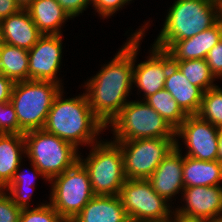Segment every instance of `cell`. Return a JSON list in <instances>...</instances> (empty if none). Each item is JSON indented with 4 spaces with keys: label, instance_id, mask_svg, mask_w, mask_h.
Here are the masks:
<instances>
[{
    "label": "cell",
    "instance_id": "obj_21",
    "mask_svg": "<svg viewBox=\"0 0 222 222\" xmlns=\"http://www.w3.org/2000/svg\"><path fill=\"white\" fill-rule=\"evenodd\" d=\"M222 181V163L183 157L184 187L218 186Z\"/></svg>",
    "mask_w": 222,
    "mask_h": 222
},
{
    "label": "cell",
    "instance_id": "obj_9",
    "mask_svg": "<svg viewBox=\"0 0 222 222\" xmlns=\"http://www.w3.org/2000/svg\"><path fill=\"white\" fill-rule=\"evenodd\" d=\"M118 196L130 222H168L172 219L168 201L154 191L147 179H127Z\"/></svg>",
    "mask_w": 222,
    "mask_h": 222
},
{
    "label": "cell",
    "instance_id": "obj_19",
    "mask_svg": "<svg viewBox=\"0 0 222 222\" xmlns=\"http://www.w3.org/2000/svg\"><path fill=\"white\" fill-rule=\"evenodd\" d=\"M164 89L187 115L198 114L204 92L192 85L174 64L169 68Z\"/></svg>",
    "mask_w": 222,
    "mask_h": 222
},
{
    "label": "cell",
    "instance_id": "obj_25",
    "mask_svg": "<svg viewBox=\"0 0 222 222\" xmlns=\"http://www.w3.org/2000/svg\"><path fill=\"white\" fill-rule=\"evenodd\" d=\"M173 64L192 85L199 87L203 92L216 87L213 84L215 76L211 73L205 59L173 61Z\"/></svg>",
    "mask_w": 222,
    "mask_h": 222
},
{
    "label": "cell",
    "instance_id": "obj_32",
    "mask_svg": "<svg viewBox=\"0 0 222 222\" xmlns=\"http://www.w3.org/2000/svg\"><path fill=\"white\" fill-rule=\"evenodd\" d=\"M131 0H92L95 10L103 18L113 15L118 9L123 7L126 3Z\"/></svg>",
    "mask_w": 222,
    "mask_h": 222
},
{
    "label": "cell",
    "instance_id": "obj_13",
    "mask_svg": "<svg viewBox=\"0 0 222 222\" xmlns=\"http://www.w3.org/2000/svg\"><path fill=\"white\" fill-rule=\"evenodd\" d=\"M183 192L186 205L175 212L208 221L222 215V187L220 185L184 187Z\"/></svg>",
    "mask_w": 222,
    "mask_h": 222
},
{
    "label": "cell",
    "instance_id": "obj_16",
    "mask_svg": "<svg viewBox=\"0 0 222 222\" xmlns=\"http://www.w3.org/2000/svg\"><path fill=\"white\" fill-rule=\"evenodd\" d=\"M222 38V19L211 28L184 40L175 41L166 52L172 61L205 59L211 48Z\"/></svg>",
    "mask_w": 222,
    "mask_h": 222
},
{
    "label": "cell",
    "instance_id": "obj_3",
    "mask_svg": "<svg viewBox=\"0 0 222 222\" xmlns=\"http://www.w3.org/2000/svg\"><path fill=\"white\" fill-rule=\"evenodd\" d=\"M220 19V0H176L152 46L166 51L175 41L191 38Z\"/></svg>",
    "mask_w": 222,
    "mask_h": 222
},
{
    "label": "cell",
    "instance_id": "obj_4",
    "mask_svg": "<svg viewBox=\"0 0 222 222\" xmlns=\"http://www.w3.org/2000/svg\"><path fill=\"white\" fill-rule=\"evenodd\" d=\"M61 90V84L53 81L14 82L10 102L24 133L43 129L54 98Z\"/></svg>",
    "mask_w": 222,
    "mask_h": 222
},
{
    "label": "cell",
    "instance_id": "obj_28",
    "mask_svg": "<svg viewBox=\"0 0 222 222\" xmlns=\"http://www.w3.org/2000/svg\"><path fill=\"white\" fill-rule=\"evenodd\" d=\"M65 220L51 206L42 204L36 208L21 210L19 222H64Z\"/></svg>",
    "mask_w": 222,
    "mask_h": 222
},
{
    "label": "cell",
    "instance_id": "obj_24",
    "mask_svg": "<svg viewBox=\"0 0 222 222\" xmlns=\"http://www.w3.org/2000/svg\"><path fill=\"white\" fill-rule=\"evenodd\" d=\"M144 101L160 114L174 130H176L188 116L173 99L172 95L165 89L148 96Z\"/></svg>",
    "mask_w": 222,
    "mask_h": 222
},
{
    "label": "cell",
    "instance_id": "obj_23",
    "mask_svg": "<svg viewBox=\"0 0 222 222\" xmlns=\"http://www.w3.org/2000/svg\"><path fill=\"white\" fill-rule=\"evenodd\" d=\"M28 50L2 43L1 74L13 82L28 80Z\"/></svg>",
    "mask_w": 222,
    "mask_h": 222
},
{
    "label": "cell",
    "instance_id": "obj_42",
    "mask_svg": "<svg viewBox=\"0 0 222 222\" xmlns=\"http://www.w3.org/2000/svg\"><path fill=\"white\" fill-rule=\"evenodd\" d=\"M221 3V19H222V0H220Z\"/></svg>",
    "mask_w": 222,
    "mask_h": 222
},
{
    "label": "cell",
    "instance_id": "obj_33",
    "mask_svg": "<svg viewBox=\"0 0 222 222\" xmlns=\"http://www.w3.org/2000/svg\"><path fill=\"white\" fill-rule=\"evenodd\" d=\"M60 6L73 18L85 10L92 0H56Z\"/></svg>",
    "mask_w": 222,
    "mask_h": 222
},
{
    "label": "cell",
    "instance_id": "obj_20",
    "mask_svg": "<svg viewBox=\"0 0 222 222\" xmlns=\"http://www.w3.org/2000/svg\"><path fill=\"white\" fill-rule=\"evenodd\" d=\"M26 10L43 35H62L59 28L71 18L56 0H34Z\"/></svg>",
    "mask_w": 222,
    "mask_h": 222
},
{
    "label": "cell",
    "instance_id": "obj_10",
    "mask_svg": "<svg viewBox=\"0 0 222 222\" xmlns=\"http://www.w3.org/2000/svg\"><path fill=\"white\" fill-rule=\"evenodd\" d=\"M175 139L150 138L115 141L122 151L127 179H148L176 146Z\"/></svg>",
    "mask_w": 222,
    "mask_h": 222
},
{
    "label": "cell",
    "instance_id": "obj_35",
    "mask_svg": "<svg viewBox=\"0 0 222 222\" xmlns=\"http://www.w3.org/2000/svg\"><path fill=\"white\" fill-rule=\"evenodd\" d=\"M20 9L16 0H0V21L17 13Z\"/></svg>",
    "mask_w": 222,
    "mask_h": 222
},
{
    "label": "cell",
    "instance_id": "obj_41",
    "mask_svg": "<svg viewBox=\"0 0 222 222\" xmlns=\"http://www.w3.org/2000/svg\"><path fill=\"white\" fill-rule=\"evenodd\" d=\"M1 49H2V44H0V74H1Z\"/></svg>",
    "mask_w": 222,
    "mask_h": 222
},
{
    "label": "cell",
    "instance_id": "obj_31",
    "mask_svg": "<svg viewBox=\"0 0 222 222\" xmlns=\"http://www.w3.org/2000/svg\"><path fill=\"white\" fill-rule=\"evenodd\" d=\"M205 60L215 78L222 77V38L208 52Z\"/></svg>",
    "mask_w": 222,
    "mask_h": 222
},
{
    "label": "cell",
    "instance_id": "obj_1",
    "mask_svg": "<svg viewBox=\"0 0 222 222\" xmlns=\"http://www.w3.org/2000/svg\"><path fill=\"white\" fill-rule=\"evenodd\" d=\"M144 28L132 34L116 56L86 83V96L94 115L105 127L129 102L133 67Z\"/></svg>",
    "mask_w": 222,
    "mask_h": 222
},
{
    "label": "cell",
    "instance_id": "obj_22",
    "mask_svg": "<svg viewBox=\"0 0 222 222\" xmlns=\"http://www.w3.org/2000/svg\"><path fill=\"white\" fill-rule=\"evenodd\" d=\"M22 153H25L23 135L0 133V189H4L12 180L21 163Z\"/></svg>",
    "mask_w": 222,
    "mask_h": 222
},
{
    "label": "cell",
    "instance_id": "obj_26",
    "mask_svg": "<svg viewBox=\"0 0 222 222\" xmlns=\"http://www.w3.org/2000/svg\"><path fill=\"white\" fill-rule=\"evenodd\" d=\"M32 167H33V171L35 172H31L33 174H35V176L31 175L30 178L23 174V173H19L20 170V165L18 167V169L15 171L12 180L10 181V183L4 188L3 191L5 190H9L11 194L9 195L12 199V201L21 209H25V208H29V201L31 198V189L35 182V177L36 174L37 175H41V177L46 178L43 173L31 162ZM33 179V180H32ZM31 192V193H30Z\"/></svg>",
    "mask_w": 222,
    "mask_h": 222
},
{
    "label": "cell",
    "instance_id": "obj_36",
    "mask_svg": "<svg viewBox=\"0 0 222 222\" xmlns=\"http://www.w3.org/2000/svg\"><path fill=\"white\" fill-rule=\"evenodd\" d=\"M174 213V214H172ZM172 215H174V220L169 219L168 222H210L206 219H202V218H195V217H188L185 215H182L178 212H171Z\"/></svg>",
    "mask_w": 222,
    "mask_h": 222
},
{
    "label": "cell",
    "instance_id": "obj_14",
    "mask_svg": "<svg viewBox=\"0 0 222 222\" xmlns=\"http://www.w3.org/2000/svg\"><path fill=\"white\" fill-rule=\"evenodd\" d=\"M149 59L133 67V83L145 93L144 96L155 94L164 89L169 68L173 65L171 56L162 49L153 46Z\"/></svg>",
    "mask_w": 222,
    "mask_h": 222
},
{
    "label": "cell",
    "instance_id": "obj_39",
    "mask_svg": "<svg viewBox=\"0 0 222 222\" xmlns=\"http://www.w3.org/2000/svg\"><path fill=\"white\" fill-rule=\"evenodd\" d=\"M210 222H222V215L217 217L216 219L214 220H211Z\"/></svg>",
    "mask_w": 222,
    "mask_h": 222
},
{
    "label": "cell",
    "instance_id": "obj_17",
    "mask_svg": "<svg viewBox=\"0 0 222 222\" xmlns=\"http://www.w3.org/2000/svg\"><path fill=\"white\" fill-rule=\"evenodd\" d=\"M4 43L30 50L43 35L26 9L0 21Z\"/></svg>",
    "mask_w": 222,
    "mask_h": 222
},
{
    "label": "cell",
    "instance_id": "obj_8",
    "mask_svg": "<svg viewBox=\"0 0 222 222\" xmlns=\"http://www.w3.org/2000/svg\"><path fill=\"white\" fill-rule=\"evenodd\" d=\"M50 181V204L64 220L75 218L95 196L88 172L79 161Z\"/></svg>",
    "mask_w": 222,
    "mask_h": 222
},
{
    "label": "cell",
    "instance_id": "obj_34",
    "mask_svg": "<svg viewBox=\"0 0 222 222\" xmlns=\"http://www.w3.org/2000/svg\"><path fill=\"white\" fill-rule=\"evenodd\" d=\"M14 82L0 74V103L9 102Z\"/></svg>",
    "mask_w": 222,
    "mask_h": 222
},
{
    "label": "cell",
    "instance_id": "obj_11",
    "mask_svg": "<svg viewBox=\"0 0 222 222\" xmlns=\"http://www.w3.org/2000/svg\"><path fill=\"white\" fill-rule=\"evenodd\" d=\"M219 128L202 120L198 115H188L175 130V136L184 139L189 149L185 156L203 161L217 160Z\"/></svg>",
    "mask_w": 222,
    "mask_h": 222
},
{
    "label": "cell",
    "instance_id": "obj_27",
    "mask_svg": "<svg viewBox=\"0 0 222 222\" xmlns=\"http://www.w3.org/2000/svg\"><path fill=\"white\" fill-rule=\"evenodd\" d=\"M202 120L222 128V89L218 86L203 93L200 110L197 114Z\"/></svg>",
    "mask_w": 222,
    "mask_h": 222
},
{
    "label": "cell",
    "instance_id": "obj_2",
    "mask_svg": "<svg viewBox=\"0 0 222 222\" xmlns=\"http://www.w3.org/2000/svg\"><path fill=\"white\" fill-rule=\"evenodd\" d=\"M62 93L60 91L54 98L43 130L76 148L80 144H95V136L106 127L94 115L86 94L64 100Z\"/></svg>",
    "mask_w": 222,
    "mask_h": 222
},
{
    "label": "cell",
    "instance_id": "obj_38",
    "mask_svg": "<svg viewBox=\"0 0 222 222\" xmlns=\"http://www.w3.org/2000/svg\"><path fill=\"white\" fill-rule=\"evenodd\" d=\"M34 0H16L17 5L21 9H27V7L33 2Z\"/></svg>",
    "mask_w": 222,
    "mask_h": 222
},
{
    "label": "cell",
    "instance_id": "obj_15",
    "mask_svg": "<svg viewBox=\"0 0 222 222\" xmlns=\"http://www.w3.org/2000/svg\"><path fill=\"white\" fill-rule=\"evenodd\" d=\"M179 144L162 160L152 175L147 179L154 191L167 201L179 190L183 184V156L180 154Z\"/></svg>",
    "mask_w": 222,
    "mask_h": 222
},
{
    "label": "cell",
    "instance_id": "obj_40",
    "mask_svg": "<svg viewBox=\"0 0 222 222\" xmlns=\"http://www.w3.org/2000/svg\"><path fill=\"white\" fill-rule=\"evenodd\" d=\"M3 43V40H2V31H1V23H0V44Z\"/></svg>",
    "mask_w": 222,
    "mask_h": 222
},
{
    "label": "cell",
    "instance_id": "obj_12",
    "mask_svg": "<svg viewBox=\"0 0 222 222\" xmlns=\"http://www.w3.org/2000/svg\"><path fill=\"white\" fill-rule=\"evenodd\" d=\"M62 56L61 35H42L28 50V80L53 81L60 84L57 72Z\"/></svg>",
    "mask_w": 222,
    "mask_h": 222
},
{
    "label": "cell",
    "instance_id": "obj_6",
    "mask_svg": "<svg viewBox=\"0 0 222 222\" xmlns=\"http://www.w3.org/2000/svg\"><path fill=\"white\" fill-rule=\"evenodd\" d=\"M110 124L114 141L176 138L175 130L144 101H129Z\"/></svg>",
    "mask_w": 222,
    "mask_h": 222
},
{
    "label": "cell",
    "instance_id": "obj_37",
    "mask_svg": "<svg viewBox=\"0 0 222 222\" xmlns=\"http://www.w3.org/2000/svg\"><path fill=\"white\" fill-rule=\"evenodd\" d=\"M217 160L222 163V128H219L218 132V153Z\"/></svg>",
    "mask_w": 222,
    "mask_h": 222
},
{
    "label": "cell",
    "instance_id": "obj_29",
    "mask_svg": "<svg viewBox=\"0 0 222 222\" xmlns=\"http://www.w3.org/2000/svg\"><path fill=\"white\" fill-rule=\"evenodd\" d=\"M0 133L20 135L24 134V132L19 127L15 108L10 101L0 103Z\"/></svg>",
    "mask_w": 222,
    "mask_h": 222
},
{
    "label": "cell",
    "instance_id": "obj_30",
    "mask_svg": "<svg viewBox=\"0 0 222 222\" xmlns=\"http://www.w3.org/2000/svg\"><path fill=\"white\" fill-rule=\"evenodd\" d=\"M21 210L9 194L0 189V222H19Z\"/></svg>",
    "mask_w": 222,
    "mask_h": 222
},
{
    "label": "cell",
    "instance_id": "obj_18",
    "mask_svg": "<svg viewBox=\"0 0 222 222\" xmlns=\"http://www.w3.org/2000/svg\"><path fill=\"white\" fill-rule=\"evenodd\" d=\"M72 222H130L118 195H95Z\"/></svg>",
    "mask_w": 222,
    "mask_h": 222
},
{
    "label": "cell",
    "instance_id": "obj_7",
    "mask_svg": "<svg viewBox=\"0 0 222 222\" xmlns=\"http://www.w3.org/2000/svg\"><path fill=\"white\" fill-rule=\"evenodd\" d=\"M92 147L85 161L79 157V162L88 172L93 193L119 195L127 180L120 146L115 141L98 143L96 139Z\"/></svg>",
    "mask_w": 222,
    "mask_h": 222
},
{
    "label": "cell",
    "instance_id": "obj_5",
    "mask_svg": "<svg viewBox=\"0 0 222 222\" xmlns=\"http://www.w3.org/2000/svg\"><path fill=\"white\" fill-rule=\"evenodd\" d=\"M23 136L25 154L48 181L79 161L78 149L73 144L43 129L26 132Z\"/></svg>",
    "mask_w": 222,
    "mask_h": 222
}]
</instances>
